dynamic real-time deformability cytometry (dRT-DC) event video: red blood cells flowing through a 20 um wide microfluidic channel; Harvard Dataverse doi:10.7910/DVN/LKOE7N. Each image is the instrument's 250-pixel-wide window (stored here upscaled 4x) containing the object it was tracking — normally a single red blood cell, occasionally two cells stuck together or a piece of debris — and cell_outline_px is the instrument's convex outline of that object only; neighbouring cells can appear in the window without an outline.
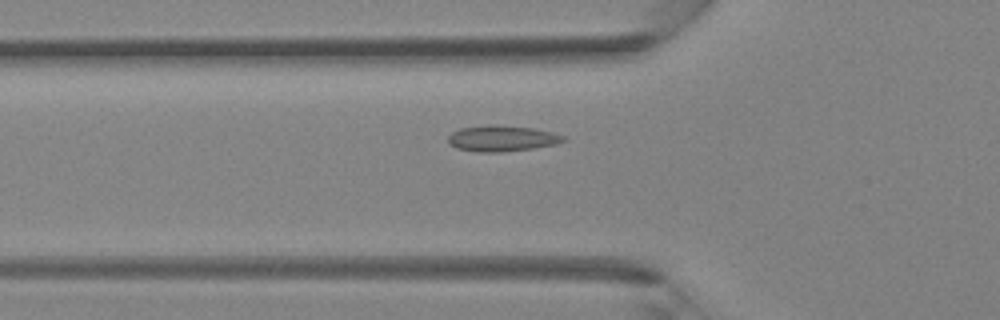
{"species": "Egyptian fruit bat (a non-hibernating species)", "species_latin": "Rousettus aegyptiacus", "temperature_condition": "room temperature", "stored_images_in_passage": 30, "camera_frame_rate_fps": 3000, "um_per_image_px": 0.085, "animal": {"sex": "female"}, "frame": {"image": 1, "passage_image": 6, "time_ms": 1.667, "image_size_px": [1000, 320], "cell_outline_px": [[568, 140], [556, 144], [532, 148], [504, 152], [480, 152], [456, 148], [448, 144], [448, 136], [452, 132], [460, 128], [488, 124], [492, 124], [532, 128], [552, 132], [564, 136]], "centroid_in_image_um": [42.64, 11.76], "position_along_channel_um": 83.2, "area_um2": 17.51}}
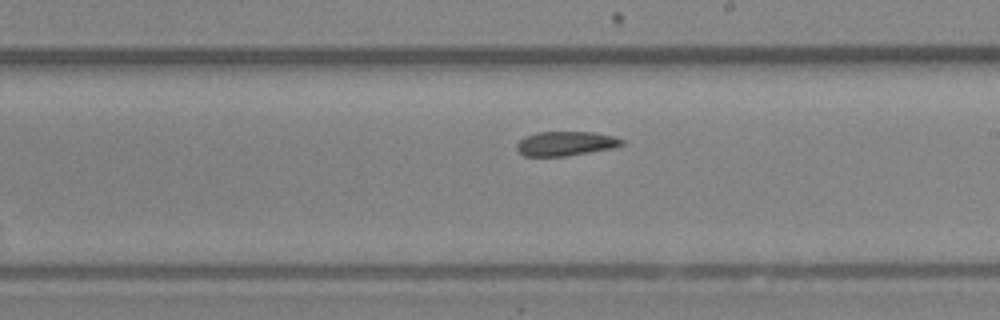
{"frame": {"image": 2, "passage_image": 16, "time_ms": 5.0, "image_size_px": [1000, 320], "cell_outline_px": [[624, 144], [612, 148], [564, 156], [524, 156], [516, 148], [516, 144], [520, 140], [528, 136], [540, 132], [592, 132], [616, 136], [624, 140]], "centroid_in_image_um": [48.11, 12.2], "position_along_channel_um": 240.9, "area_um2": 14.74}}
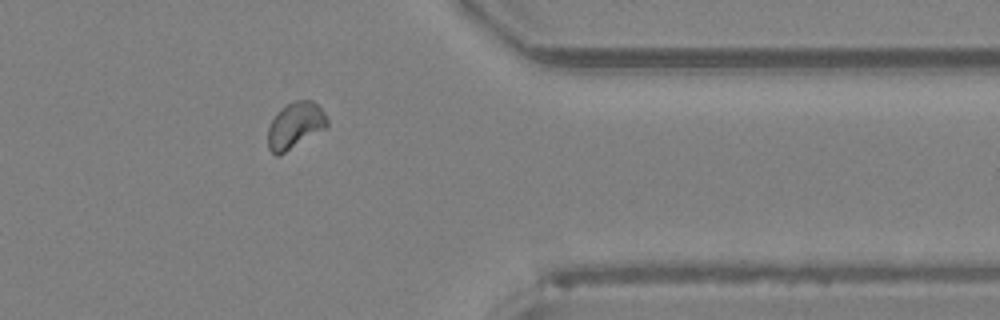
{"frame": {"image": 3, "passage_image": 26, "time_ms": 8.333, "image_size_px": [1000, 320], "cell_outline_px": [[328, 128], [280, 156], [276, 156], [268, 148], [268, 128], [272, 120], [280, 108], [296, 100], [312, 100], [324, 112], [328, 120]], "centroid_in_image_um": [25.11, 10.69], "position_along_channel_um": 386.3, "area_um2": 16.24}}